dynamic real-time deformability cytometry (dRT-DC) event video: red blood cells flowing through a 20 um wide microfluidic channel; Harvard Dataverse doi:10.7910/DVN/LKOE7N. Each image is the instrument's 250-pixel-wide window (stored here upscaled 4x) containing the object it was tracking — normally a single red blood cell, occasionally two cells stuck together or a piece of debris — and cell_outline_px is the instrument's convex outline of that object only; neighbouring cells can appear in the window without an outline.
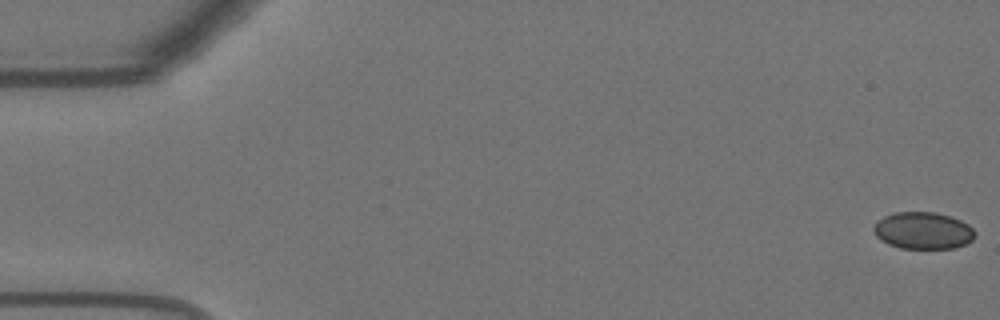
{"species": "Egyptian fruit bat (a non-hibernating species)", "species_latin": "Rousettus aegyptiacus", "temperature_condition": "warm", "stored_images_in_passage": 10, "camera_frame_rate_fps": 3000, "um_per_image_px": 0.085, "animal": {"sex": "female"}, "frame": {"image": 1, "passage_image": 1, "time_ms": 0.0, "image_size_px": [1000, 320], "cell_outline_px": [[976, 236], [972, 240], [956, 248], [900, 248], [888, 244], [880, 240], [876, 236], [872, 228], [884, 216], [896, 212], [932, 212], [948, 216], [960, 220], [968, 224], [972, 228]], "centroid_in_image_um": [78.45, 19.61], "position_along_channel_um": 6.5, "area_um2": 21.68}}